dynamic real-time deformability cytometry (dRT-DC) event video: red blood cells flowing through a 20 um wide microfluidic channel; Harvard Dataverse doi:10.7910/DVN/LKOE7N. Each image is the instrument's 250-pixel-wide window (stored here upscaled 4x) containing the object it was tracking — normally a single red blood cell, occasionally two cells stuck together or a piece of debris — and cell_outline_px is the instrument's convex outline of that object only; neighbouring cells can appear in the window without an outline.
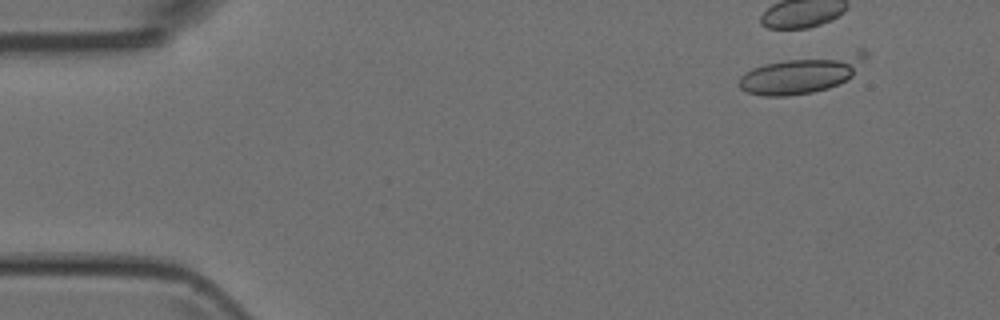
{"species": "Egyptian fruit bat (a non-hibernating species)", "species_latin": "Rousettus aegyptiacus", "temperature_condition": "room temperature", "stored_images_in_passage": 5, "camera_frame_rate_fps": 3000, "um_per_image_px": 0.085, "animal": {"sex": "female"}, "frame": {"image": 1, "passage_image": 1, "time_ms": 0.0, "image_size_px": [1000, 320], "cell_outline_px": [[868, 56], [852, 76], [840, 84], [828, 88], [812, 92], [784, 96], [764, 96], [748, 92], [740, 88], [736, 84], [740, 76], [744, 72], [752, 68], [764, 64], [860, 48], [864, 48], [868, 52]], "centroid_in_image_um": [68.21, 6.28], "position_along_channel_um": 16.8, "area_um2": 27.98}}